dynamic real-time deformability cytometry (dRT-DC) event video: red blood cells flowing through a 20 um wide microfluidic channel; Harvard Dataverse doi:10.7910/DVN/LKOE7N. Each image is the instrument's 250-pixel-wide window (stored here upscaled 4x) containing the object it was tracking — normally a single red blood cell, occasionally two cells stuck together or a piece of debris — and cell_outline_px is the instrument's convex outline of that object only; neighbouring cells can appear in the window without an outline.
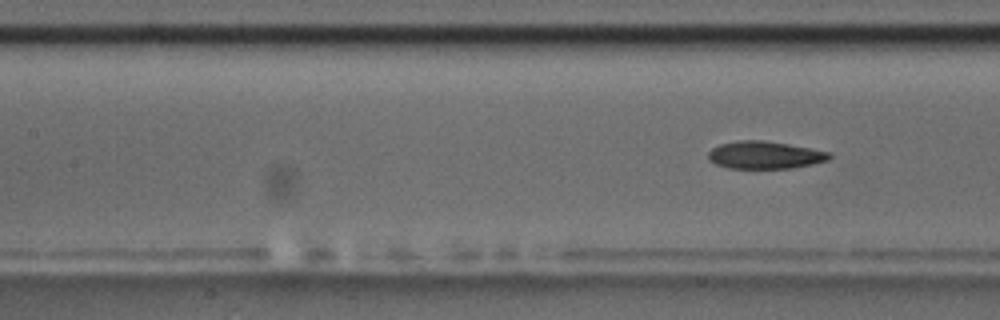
{"species": "common noctule bat (a hibernating species)", "species_latin": "Nyctalus noctula", "temperature_condition": "room temperature", "stored_images_in_passage": 9, "segment_of_instrument_passage": [2, 2], "camera_frame_rate_fps": 3000, "um_per_image_px": 0.085, "animal": {"sex": "male", "body_mass_g": 17.5, "forearm_length_mm": 52.3}, "frame": {"image": 1, "passage_image": 9, "time_ms": 10.0, "image_size_px": [1000, 320], "cell_outline_px": [[832, 156], [828, 160], [812, 164], [792, 168], [728, 168], [716, 164], [708, 160], [708, 152], [712, 148], [720, 144], [740, 140], [764, 140], [812, 148], [832, 152]], "centroid_in_image_um": [65.03, 13.17], "position_along_channel_um": 142.4, "area_um2": 19.54}}